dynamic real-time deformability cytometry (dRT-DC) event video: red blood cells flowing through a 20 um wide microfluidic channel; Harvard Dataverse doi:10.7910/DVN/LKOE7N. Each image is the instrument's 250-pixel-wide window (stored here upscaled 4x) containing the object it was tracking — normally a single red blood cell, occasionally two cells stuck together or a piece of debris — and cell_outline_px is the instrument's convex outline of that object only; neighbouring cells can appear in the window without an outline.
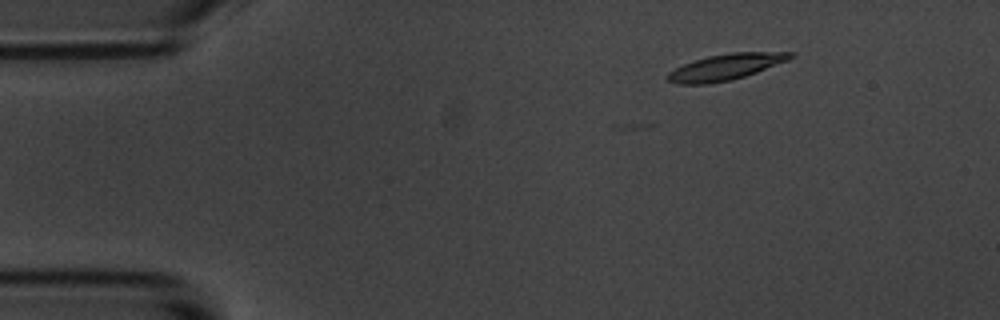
{"species": "common noctule bat (a hibernating species)", "species_latin": "Nyctalus noctula", "temperature_condition": "room temperature", "stored_images_in_passage": 4, "camera_frame_rate_fps": 3000, "um_per_image_px": 0.085, "animal": {"sex": "male", "body_mass_g": 20.1, "forearm_length_mm": 53.5}, "frame": {"image": 1, "passage_image": 1, "time_ms": 0.0, "image_size_px": [1000, 320], "cell_outline_px": [[796, 56], [788, 60], [756, 72], [732, 80], [708, 84], [676, 84], [668, 80], [664, 76], [668, 72], [684, 64], [708, 56], [732, 52], [796, 52]], "centroid_in_image_um": [61.68, 5.7], "position_along_channel_um": 23.3, "area_um2": 18.61}}